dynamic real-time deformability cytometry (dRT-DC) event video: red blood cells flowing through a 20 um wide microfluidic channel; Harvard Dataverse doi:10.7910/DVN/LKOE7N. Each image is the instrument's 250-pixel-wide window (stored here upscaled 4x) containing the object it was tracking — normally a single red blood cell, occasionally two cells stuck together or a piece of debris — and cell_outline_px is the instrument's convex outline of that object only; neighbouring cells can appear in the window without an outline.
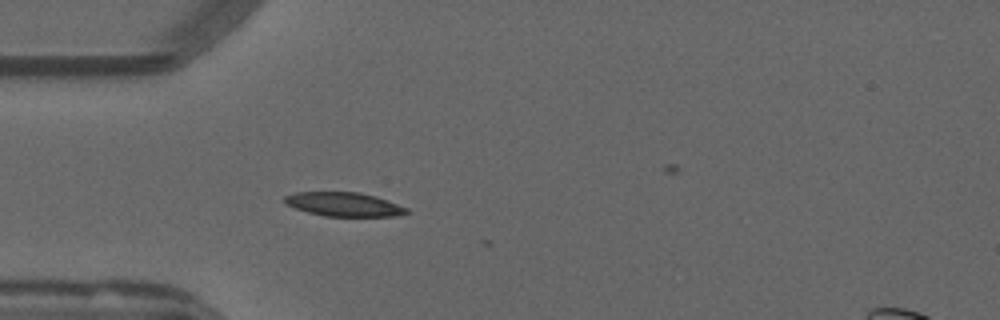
{"species": "common noctule bat (a hibernating species)", "species_latin": "Nyctalus noctula", "temperature_condition": "warm", "stored_images_in_passage": 5, "camera_frame_rate_fps": 3000, "um_per_image_px": 0.085, "animal": {"sex": "male", "forearm_length_mm": 52.5}, "frame": {"image": 1, "passage_image": 4, "time_ms": 1.0, "image_size_px": [1000, 320], "cell_outline_px": [[408, 212], [392, 216], [324, 216], [308, 212], [296, 208], [288, 204], [284, 200], [284, 196], [296, 192], [360, 192], [376, 196], [408, 208]], "centroid_in_image_um": [29.23, 17.36], "position_along_channel_um": 55.8, "area_um2": 16.82}}